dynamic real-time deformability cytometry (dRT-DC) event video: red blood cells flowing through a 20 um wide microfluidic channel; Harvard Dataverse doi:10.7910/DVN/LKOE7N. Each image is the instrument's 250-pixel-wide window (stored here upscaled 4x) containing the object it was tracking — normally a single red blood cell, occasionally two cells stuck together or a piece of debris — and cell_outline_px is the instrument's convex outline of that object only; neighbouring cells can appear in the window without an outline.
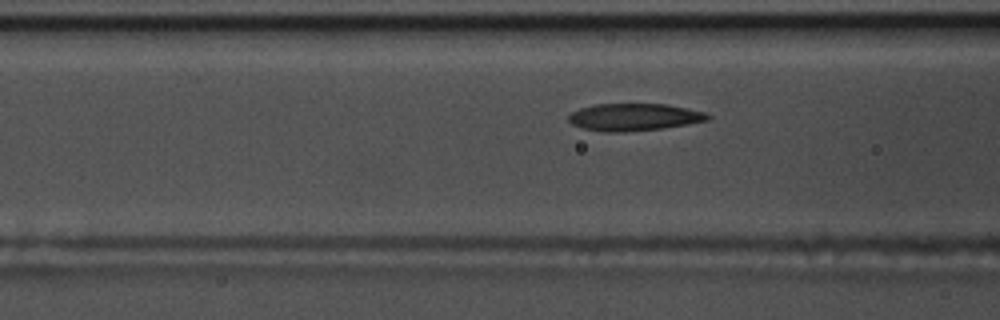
{"species": "common noctule bat (a hibernating species)", "species_latin": "Nyctalus noctula", "temperature_condition": "warm", "stored_images_in_passage": 35, "camera_frame_rate_fps": 3000, "um_per_image_px": 0.085, "animal": {"sex": "male", "body_mass_g": 17.5, "forearm_length_mm": 52.3}, "frame": {"image": 1, "passage_image": 11, "time_ms": 3.333, "image_size_px": [1000, 320], "cell_outline_px": [[712, 116], [708, 120], [660, 128], [620, 132], [608, 132], [584, 128], [572, 124], [568, 120], [568, 116], [572, 112], [580, 108], [596, 104], [668, 104], [688, 108], [704, 112]], "centroid_in_image_um": [53.89, 9.94], "position_along_channel_um": 112.7, "area_um2": 21.79}}